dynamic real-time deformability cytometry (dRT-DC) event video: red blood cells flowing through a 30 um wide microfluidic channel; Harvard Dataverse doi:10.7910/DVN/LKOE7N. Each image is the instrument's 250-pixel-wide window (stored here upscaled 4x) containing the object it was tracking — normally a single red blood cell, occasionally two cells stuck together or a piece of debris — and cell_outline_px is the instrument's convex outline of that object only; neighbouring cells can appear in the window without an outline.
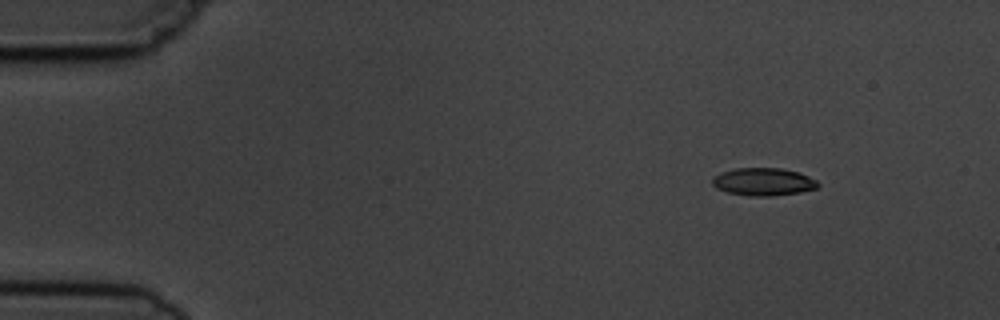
{"species": "common noctule bat (a hibernating species)", "species_latin": "Nyctalus noctula", "temperature_condition": "cold", "stored_images_in_passage": 15, "camera_frame_rate_fps": 3000, "um_per_image_px": 0.085, "animal": {"sex": "male", "body_mass_g": 19.5, "forearm_length_mm": 54.6}, "frame": {"image": 1, "passage_image": 2, "time_ms": 1.0, "image_size_px": [1000, 320], "cell_outline_px": [[820, 184], [816, 188], [800, 192], [768, 196], [748, 196], [728, 192], [716, 188], [712, 184], [712, 176], [720, 172], [736, 168], [780, 168], [800, 172], [816, 180]], "centroid_in_image_um": [64.86, 15.44], "position_along_channel_um": 20.1, "area_um2": 17.11}}
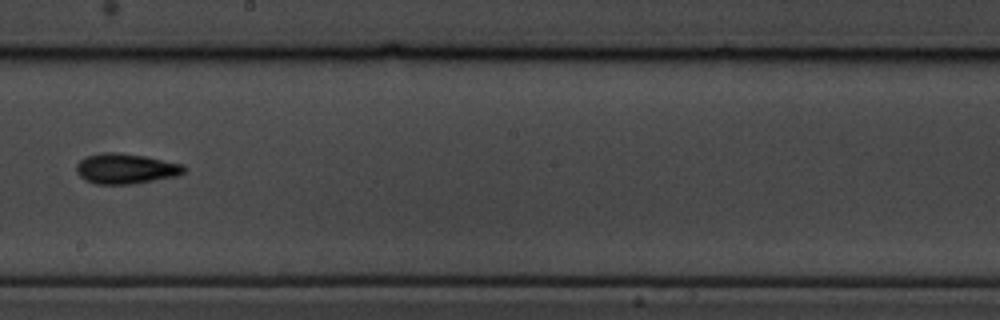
{"frame": {"image": 2, "passage_image": 9, "time_ms": 9.333, "image_size_px": [1000, 320], "cell_outline_px": [[188, 168], [180, 176], [132, 184], [96, 184], [84, 180], [76, 172], [76, 164], [80, 160], [88, 156], [104, 152], [116, 152], [144, 156], [184, 164]], "centroid_in_image_um": [10.72, 14.34], "position_along_channel_um": 237.5, "area_um2": 19.19}}
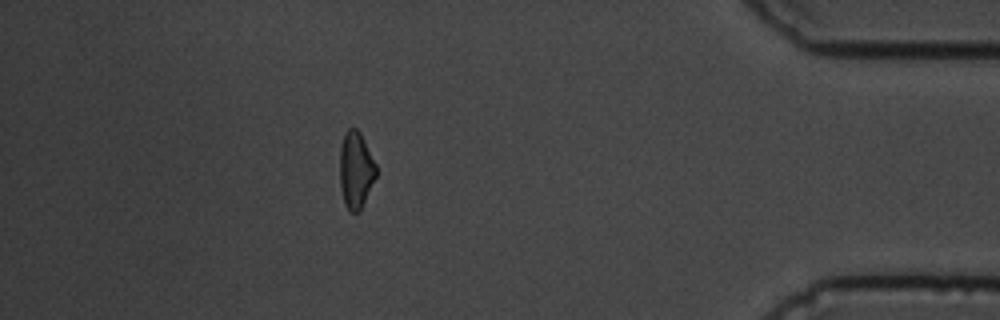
{"frame": {"image": 3, "passage_image": 14, "time_ms": 15.0, "image_size_px": [1000, 320], "cell_outline_px": [[376, 176], [360, 212], [352, 212], [344, 204], [340, 188], [340, 148], [344, 132], [348, 128], [356, 128], [360, 132], [376, 164]], "centroid_in_image_um": [30.23, 14.44], "position_along_channel_um": 405.0, "area_um2": 16.3}, "authors_computed_cell_mechanics": {"area_um2": 17.3978, "velocity_mm_per_s": 3.7096, "shape_relaxation_time_tau1_ms": 3.0805, "shape_relaxation_time_tau2_ms": 2.8265, "deformation_change_tau1": 0.1149, "deformation_change_tau2": 0.0874}}